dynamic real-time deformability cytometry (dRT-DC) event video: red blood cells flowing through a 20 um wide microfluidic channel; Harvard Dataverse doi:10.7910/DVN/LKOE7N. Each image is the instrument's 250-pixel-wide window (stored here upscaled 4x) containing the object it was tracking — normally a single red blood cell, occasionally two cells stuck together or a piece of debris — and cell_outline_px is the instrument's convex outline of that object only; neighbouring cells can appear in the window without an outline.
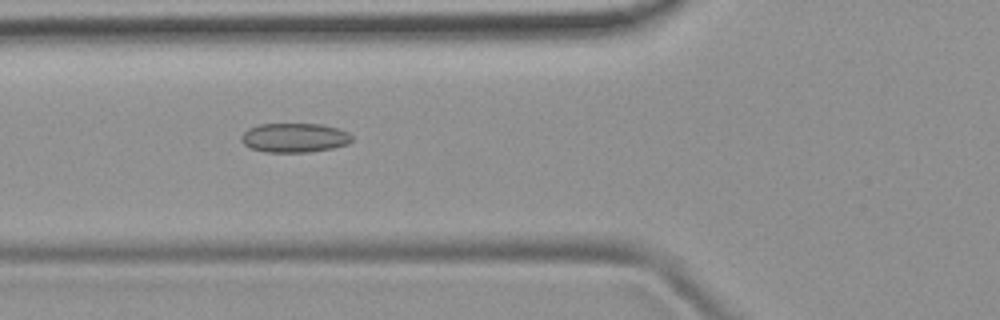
{"species": "common noctule bat (a hibernating species)", "species_latin": "Nyctalus noctula", "temperature_condition": "room temperature", "stored_images_in_passage": 33, "camera_frame_rate_fps": 3000, "um_per_image_px": 0.085, "animal": {"sex": "female", "body_mass_g": 19.9}, "frame": {"image": 1, "passage_image": 7, "time_ms": 2.0, "image_size_px": [1000, 320], "cell_outline_px": [[352, 140], [348, 144], [332, 148], [308, 152], [264, 152], [252, 148], [244, 144], [240, 140], [240, 136], [248, 128], [260, 124], [320, 124], [336, 128], [348, 132], [352, 136]], "centroid_in_image_um": [25.01, 11.71], "position_along_channel_um": 100.8, "area_um2": 18.84}}
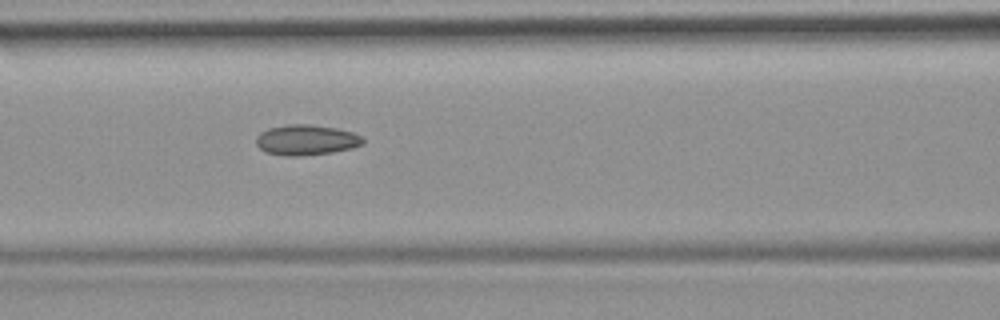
{"frame": {"image": 2, "passage_image": 10, "time_ms": 3.0, "image_size_px": [1000, 320], "cell_outline_px": [[364, 144], [352, 148], [332, 152], [296, 156], [284, 156], [268, 152], [260, 148], [256, 144], [256, 136], [260, 132], [268, 128], [288, 124], [312, 124], [336, 128], [352, 132], [360, 136], [364, 140]], "centroid_in_image_um": [26.02, 11.88], "position_along_channel_um": 140.6, "area_um2": 18.9}}
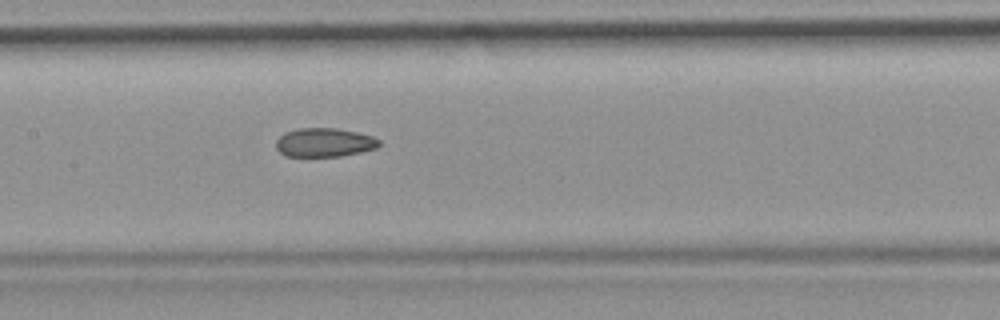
{"frame": {"image": 3, "passage_image": 13, "time_ms": 4.0, "image_size_px": [1000, 320], "cell_outline_px": [[380, 144], [376, 148], [360, 152], [340, 156], [284, 156], [276, 148], [276, 140], [284, 132], [300, 128], [336, 128], [356, 132], [372, 136], [380, 140]], "centroid_in_image_um": [27.55, 12.11], "position_along_channel_um": 179.8, "area_um2": 17.28}, "authors_computed_cell_mechanics": {"area_um2": 17.629, "velocity_mm_per_s": 3.9448, "shape_relaxation_time_tau1_ms": null, "shape_relaxation_time_tau2_ms": 2.241, "deformation_change_tau1": null, "deformation_change_tau2": 0.0788}}